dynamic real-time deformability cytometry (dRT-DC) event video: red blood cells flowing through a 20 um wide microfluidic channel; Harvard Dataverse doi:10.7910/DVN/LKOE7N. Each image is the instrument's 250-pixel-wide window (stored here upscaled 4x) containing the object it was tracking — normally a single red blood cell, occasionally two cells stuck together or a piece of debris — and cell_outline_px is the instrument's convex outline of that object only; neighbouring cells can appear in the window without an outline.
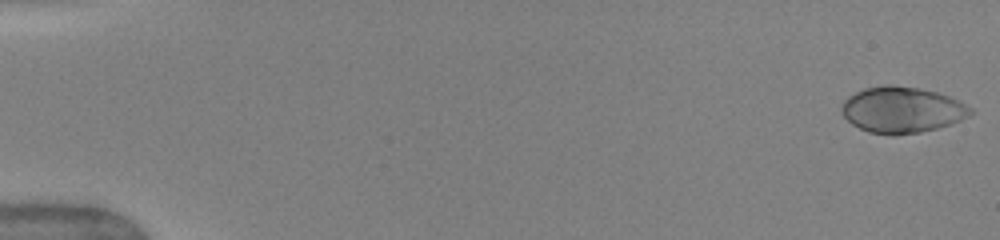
{"species": "human", "species_latin": "Homo sapiens", "temperature_condition": "warm", "stored_images_in_passage": 50, "camera_frame_rate_fps": 3000, "um_per_image_px": 0.085, "donor": {"sex": "female"}, "frame": {"image": 1, "passage_image": 1, "time_ms": 0.0, "image_size_px": [1000, 240], "cell_outline_px": [[972, 112], [968, 116], [952, 124], [920, 132], [892, 136], [868, 132], [852, 124], [844, 116], [840, 108], [844, 100], [848, 96], [864, 88], [888, 84], [916, 88], [936, 92], [948, 96], [972, 108]], "centroid_in_image_um": [76.63, 9.35], "position_along_channel_um": 8.4, "area_um2": 34.45}}
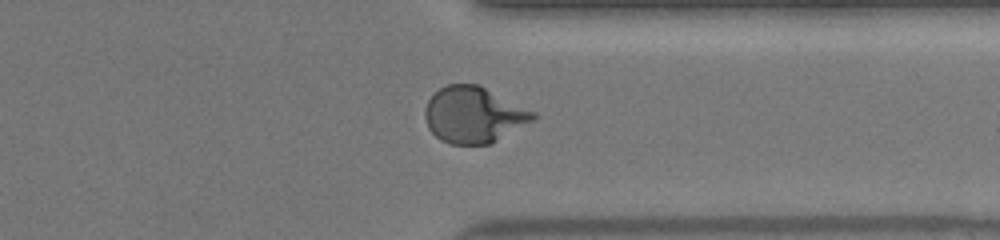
{"frame": {"image": 2, "passage_image": 40, "time_ms": 13.0, "image_size_px": [1000, 240], "cell_outline_px": [[536, 116], [532, 120], [492, 144], [448, 144], [440, 140], [428, 128], [424, 116], [424, 112], [428, 100], [440, 88], [448, 84], [480, 84], [536, 112]], "centroid_in_image_um": [40.26, 9.76], "position_along_channel_um": 371.1, "area_um2": 35.43}}
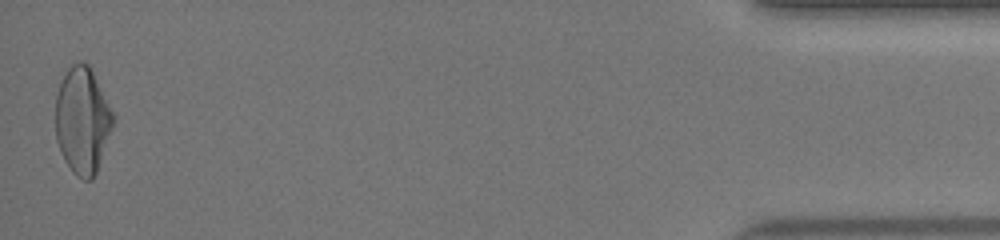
{"frame": {"image": 3, "passage_image": 50, "time_ms": 16.333, "image_size_px": [1000, 240], "cell_outline_px": [[112, 128], [96, 172], [92, 180], [84, 180], [76, 176], [72, 172], [64, 160], [56, 140], [56, 92], [68, 68], [72, 64], [80, 60], [88, 64], [112, 112]], "centroid_in_image_um": [6.97, 10.26], "position_along_channel_um": 428.2, "area_um2": 35.14}, "authors_computed_cell_mechanics": {"area_um2": 33.813, "velocity_mm_per_s": 4.0614, "shape_relaxation_time_tau1_ms": 3.7895, "shape_relaxation_time_tau2_ms": null, "deformation_change_tau1": 0.208, "deformation_change_tau2": null}}